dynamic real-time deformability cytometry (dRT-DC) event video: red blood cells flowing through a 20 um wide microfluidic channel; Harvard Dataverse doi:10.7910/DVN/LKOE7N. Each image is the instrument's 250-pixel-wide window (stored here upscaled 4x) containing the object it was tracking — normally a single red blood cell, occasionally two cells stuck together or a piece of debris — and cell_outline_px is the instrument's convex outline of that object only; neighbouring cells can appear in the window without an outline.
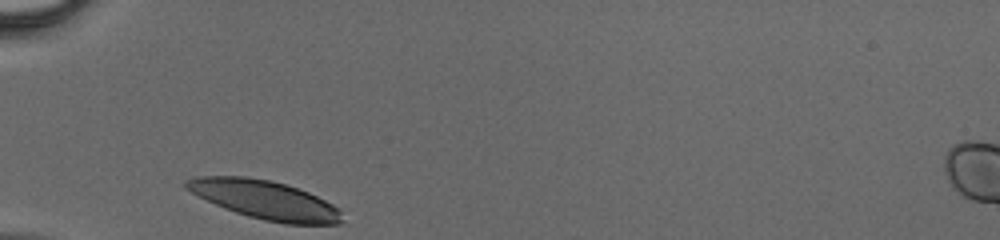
{"species": "human", "species_latin": "Homo sapiens", "temperature_condition": "cold", "stored_images_in_passage": 24, "camera_frame_rate_fps": 3000, "um_per_image_px": 0.085, "donor": {"sex": "male"}, "frame": {"image": 1, "passage_image": 1, "time_ms": 0.0, "image_size_px": [1000, 240], "cell_outline_px": [[344, 220], [340, 224], [284, 224], [264, 220], [248, 216], [224, 208], [184, 188], [184, 180], [200, 176], [244, 176], [268, 180], [284, 184], [308, 192], [340, 208]], "centroid_in_image_um": [22.54, 16.99], "position_along_channel_um": 62.5, "area_um2": 34.85}}
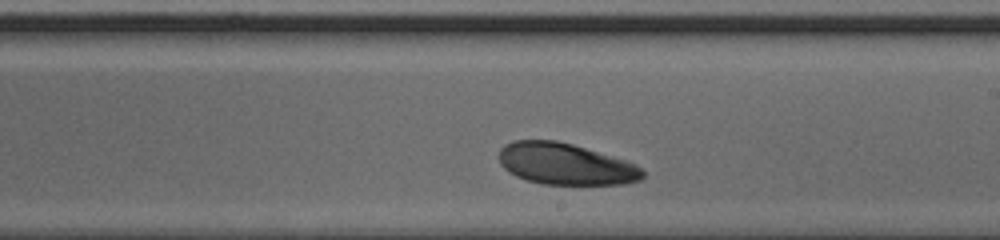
{"frame": {"image": 2, "passage_image": 14, "time_ms": 4.333, "image_size_px": [1000, 240], "cell_outline_px": [[644, 176], [640, 180], [624, 184], [544, 184], [528, 180], [516, 176], [508, 172], [500, 164], [500, 148], [504, 144], [512, 140], [556, 140], [572, 144], [624, 160], [636, 164], [644, 172]], "centroid_in_image_um": [48.04, 13.93], "position_along_channel_um": 241.0, "area_um2": 34.56}}
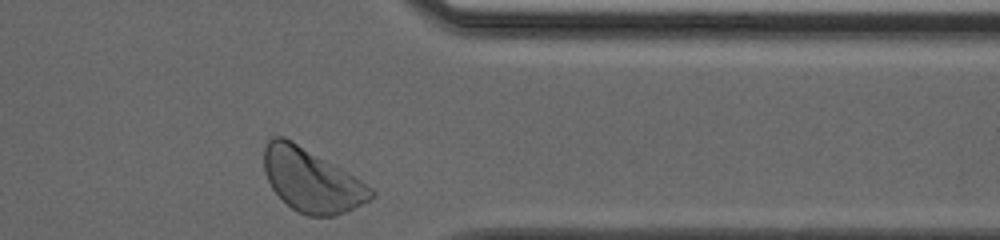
{"frame": {"image": 3, "passage_image": 24, "time_ms": 7.667, "image_size_px": [1000, 240], "cell_outline_px": [[376, 196], [348, 212], [332, 216], [308, 216], [292, 208], [272, 188], [264, 172], [264, 148], [268, 140], [272, 136], [284, 136], [292, 140], [372, 188], [376, 192]], "centroid_in_image_um": [26.46, 15.33], "position_along_channel_um": 384.9, "area_um2": 38.78}}